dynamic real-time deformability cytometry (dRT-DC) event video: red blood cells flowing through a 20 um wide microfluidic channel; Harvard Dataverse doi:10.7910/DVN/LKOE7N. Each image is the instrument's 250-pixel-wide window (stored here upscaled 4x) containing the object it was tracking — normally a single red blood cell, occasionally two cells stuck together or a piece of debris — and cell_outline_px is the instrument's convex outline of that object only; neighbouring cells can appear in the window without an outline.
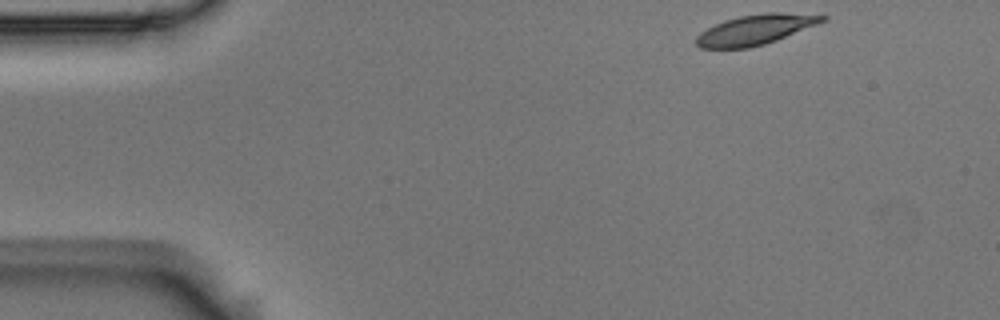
{"species": "Egyptian fruit bat (a non-hibernating species)", "species_latin": "Rousettus aegyptiacus", "temperature_condition": "room temperature", "stored_images_in_passage": 49, "camera_frame_rate_fps": 3000, "um_per_image_px": 0.085, "animal": {"sex": "male"}, "frame": {"image": 1, "passage_image": 1, "time_ms": 0.0, "image_size_px": [1000, 320], "cell_outline_px": [[828, 20], [776, 40], [764, 44], [748, 48], [700, 48], [696, 44], [696, 36], [700, 32], [724, 20], [740, 16], [764, 12], [780, 12], [828, 16]], "centroid_in_image_um": [64.21, 2.51], "position_along_channel_um": 20.8, "area_um2": 21.96}}
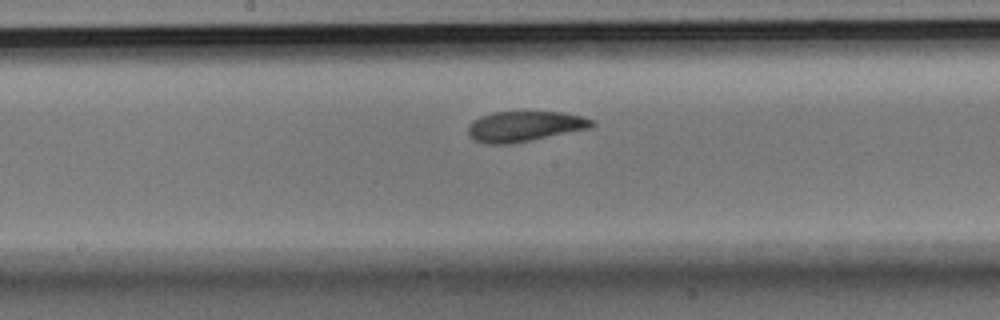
{"frame": {"image": 2, "passage_image": 23, "time_ms": 7.333, "image_size_px": [1000, 320], "cell_outline_px": [[596, 124], [592, 128], [512, 144], [488, 144], [476, 140], [468, 136], [468, 124], [472, 120], [480, 116], [492, 112], [564, 112], [596, 120]], "centroid_in_image_um": [44.61, 10.74], "position_along_channel_um": 203.6, "area_um2": 22.2}}
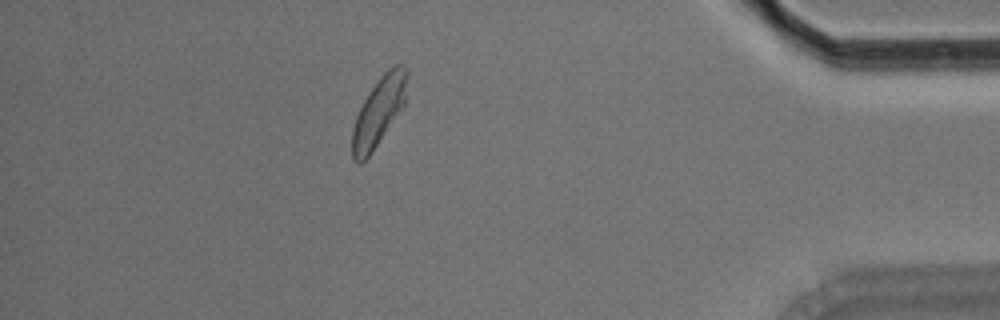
{"frame": {"image": 3, "passage_image": 43, "time_ms": 14.0, "image_size_px": [1000, 320], "cell_outline_px": [[408, 76], [404, 104], [368, 156], [360, 164], [356, 164], [352, 156], [352, 128], [356, 116], [368, 92], [380, 76], [392, 64], [404, 64], [408, 68]], "centroid_in_image_um": [32.2, 9.4], "position_along_channel_um": 403.0, "area_um2": 21.68}, "authors_computed_cell_mechanics": {"area_um2": 22.542, "velocity_mm_per_s": 3.6371, "shape_relaxation_time_tau1_ms": 3.7981, "shape_relaxation_time_tau2_ms": 2.762, "deformation_change_tau1": 0.1151, "deformation_change_tau2": 0.0748}}